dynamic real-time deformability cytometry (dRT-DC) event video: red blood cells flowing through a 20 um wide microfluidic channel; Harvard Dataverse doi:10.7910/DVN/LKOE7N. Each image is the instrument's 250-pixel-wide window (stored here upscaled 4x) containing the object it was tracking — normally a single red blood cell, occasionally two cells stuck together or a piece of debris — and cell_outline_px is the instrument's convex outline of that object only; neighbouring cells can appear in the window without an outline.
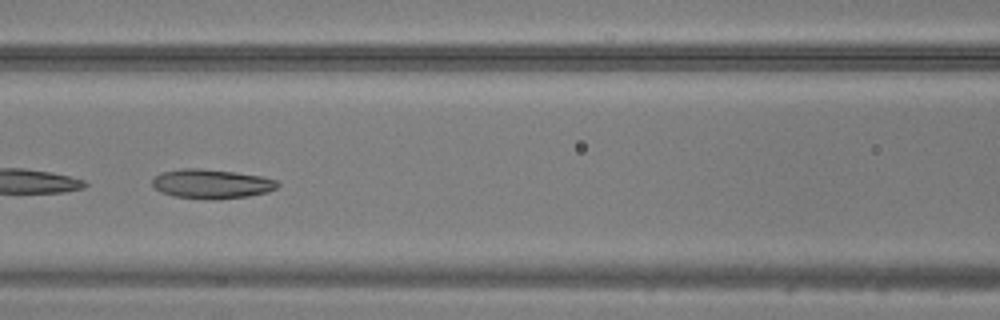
{"species": "common noctule bat (a hibernating species)", "species_latin": "Nyctalus noctula", "temperature_condition": "warm", "stored_images_in_passage": 38, "camera_frame_rate_fps": 3000, "um_per_image_px": 0.085, "animal": {"sex": "male", "body_mass_g": 20.5, "forearm_length_mm": 52.5}, "frame": {"image": 1, "passage_image": 13, "time_ms": 4.0, "image_size_px": [1000, 320], "cell_outline_px": [[280, 184], [276, 188], [268, 192], [248, 196], [216, 200], [204, 200], [172, 196], [160, 192], [152, 184], [152, 176], [160, 172], [180, 168], [200, 168], [236, 172], [264, 176], [276, 180]], "centroid_in_image_um": [17.95, 15.63], "position_along_channel_um": 148.6, "area_um2": 21.96}}
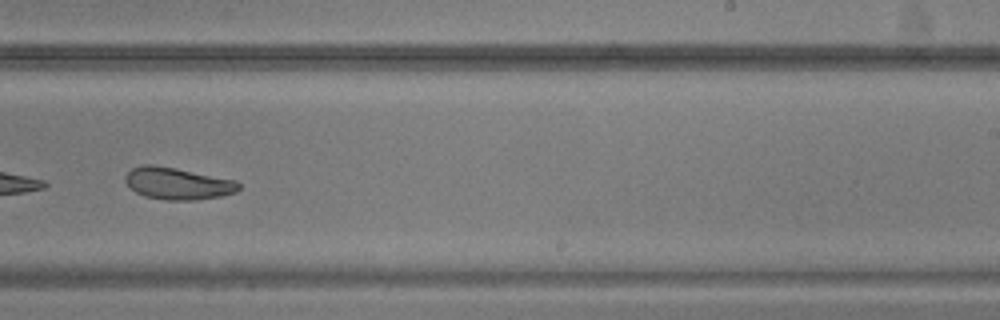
{"frame": {"image": 2, "passage_image": 22, "time_ms": 7.0, "image_size_px": [1000, 320], "cell_outline_px": [[240, 188], [236, 192], [220, 196], [192, 200], [168, 200], [144, 196], [136, 192], [124, 180], [124, 176], [132, 168], [144, 164], [152, 164], [176, 168], [236, 180], [240, 184]], "centroid_in_image_um": [15.1, 15.59], "position_along_channel_um": 273.9, "area_um2": 21.04}}
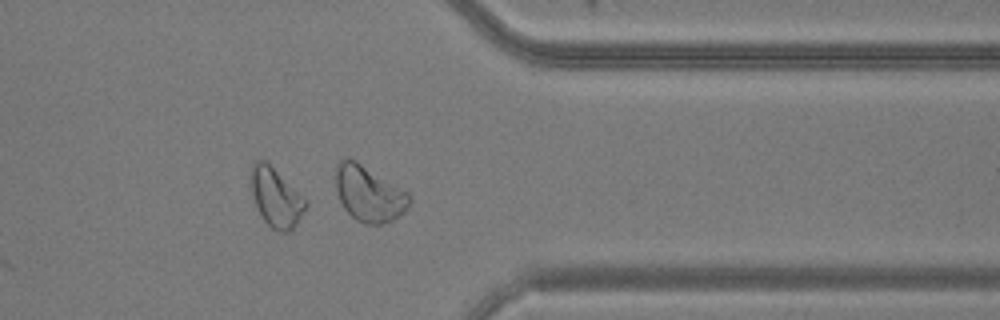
{"frame": {"image": 3, "passage_image": 30, "time_ms": 9.667, "image_size_px": [1000, 320], "cell_outline_px": [[308, 204], [296, 224], [288, 232], [280, 232], [272, 228], [264, 220], [256, 208], [252, 196], [252, 164], [256, 160], [264, 160], [308, 200]], "centroid_in_image_um": [23.47, 16.81], "position_along_channel_um": 387.9, "area_um2": 18.44}}